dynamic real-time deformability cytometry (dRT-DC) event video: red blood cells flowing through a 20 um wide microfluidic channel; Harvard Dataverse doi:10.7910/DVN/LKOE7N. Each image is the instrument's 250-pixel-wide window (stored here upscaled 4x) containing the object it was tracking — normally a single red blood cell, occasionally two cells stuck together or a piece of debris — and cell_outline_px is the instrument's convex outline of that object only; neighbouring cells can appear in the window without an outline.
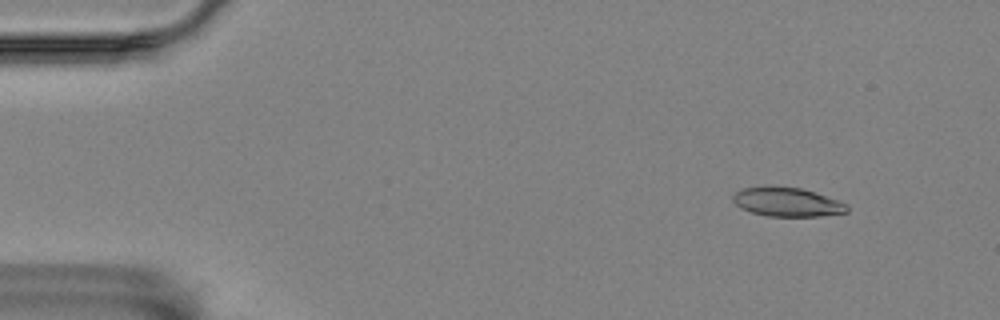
{"species": "Egyptian fruit bat (a non-hibernating species)", "species_latin": "Rousettus aegyptiacus", "temperature_condition": "room temperature", "stored_images_in_passage": 57, "camera_frame_rate_fps": 3000, "um_per_image_px": 0.085, "animal": {"sex": "female"}, "frame": {"image": 1, "passage_image": 6, "time_ms": 1.667, "image_size_px": [1000, 320], "cell_outline_px": [[848, 212], [820, 216], [768, 216], [752, 212], [740, 208], [732, 200], [732, 196], [740, 188], [800, 188], [848, 204]], "centroid_in_image_um": [66.9, 17.2], "position_along_channel_um": 18.1, "area_um2": 18.61}}
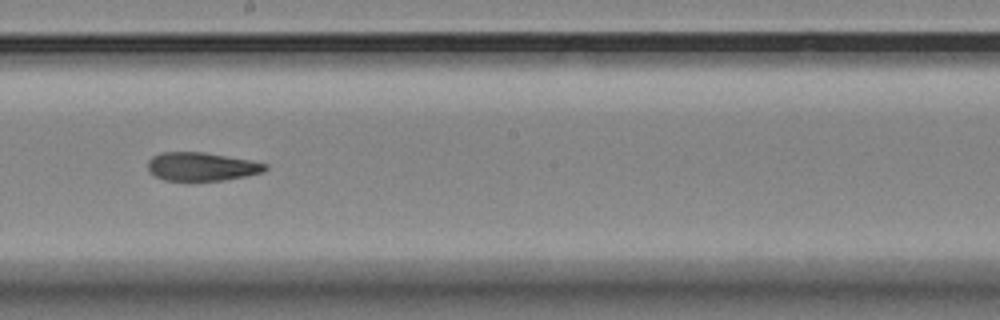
{"frame": {"image": 2, "passage_image": 32, "time_ms": 10.333, "image_size_px": [1000, 320], "cell_outline_px": [[268, 168], [264, 172], [224, 180], [164, 180], [148, 172], [148, 160], [152, 156], [160, 152], [204, 152], [252, 160], [268, 164]], "centroid_in_image_um": [17.14, 14.15], "position_along_channel_um": 231.1, "area_um2": 19.54}}
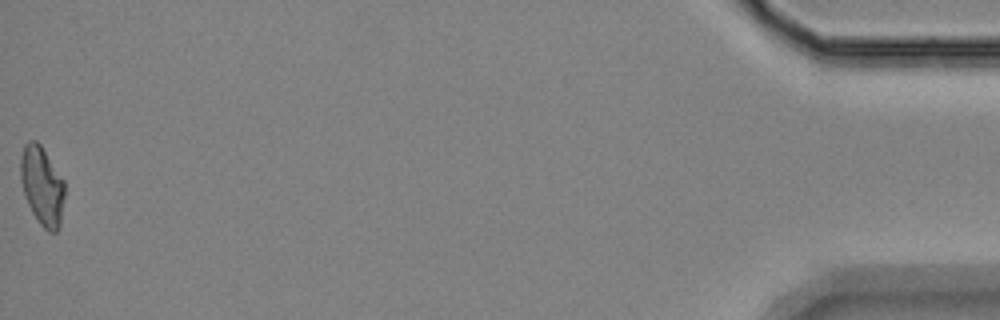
{"frame": {"image": 3, "passage_image": 57, "time_ms": 18.667, "image_size_px": [1000, 320], "cell_outline_px": [[64, 196], [60, 228], [56, 232], [48, 232], [40, 224], [32, 212], [28, 204], [20, 180], [20, 160], [24, 144], [28, 140], [36, 140], [40, 144], [64, 180]], "centroid_in_image_um": [3.57, 15.8], "position_along_channel_um": 431.6, "area_um2": 20.29}, "authors_computed_cell_mechanics": {"area_um2": 20.1722, "velocity_mm_per_s": 3.5346, "shape_relaxation_time_tau1_ms": null, "shape_relaxation_time_tau2_ms": 3.6455, "deformation_change_tau1": null, "deformation_change_tau2": 0.115}}